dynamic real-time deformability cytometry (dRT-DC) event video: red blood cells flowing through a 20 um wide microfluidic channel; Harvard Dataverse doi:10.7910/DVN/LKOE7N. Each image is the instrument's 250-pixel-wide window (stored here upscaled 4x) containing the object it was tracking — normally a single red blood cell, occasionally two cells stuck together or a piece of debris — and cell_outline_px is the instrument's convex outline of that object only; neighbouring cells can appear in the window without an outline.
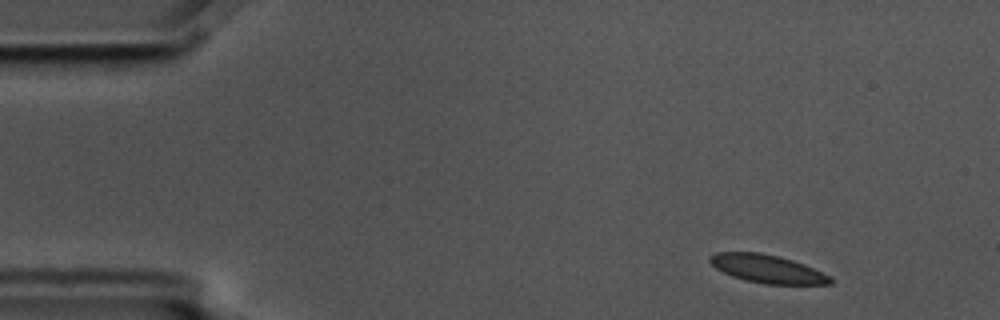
{"species": "common noctule bat (a hibernating species)", "species_latin": "Nyctalus noctula", "temperature_condition": "cold", "stored_images_in_passage": 6, "camera_frame_rate_fps": 3000, "um_per_image_px": 0.085, "animal": {"sex": "male", "body_mass_g": 17.5, "forearm_length_mm": 52.3}, "frame": {"image": 1, "passage_image": 1, "time_ms": 0.0, "image_size_px": [1000, 320], "cell_outline_px": [[832, 284], [764, 284], [744, 280], [732, 276], [716, 268], [708, 260], [708, 256], [716, 252], [760, 252], [792, 260], [804, 264], [828, 276], [832, 280]], "centroid_in_image_um": [65.16, 22.85], "position_along_channel_um": 19.8, "area_um2": 19.54}}
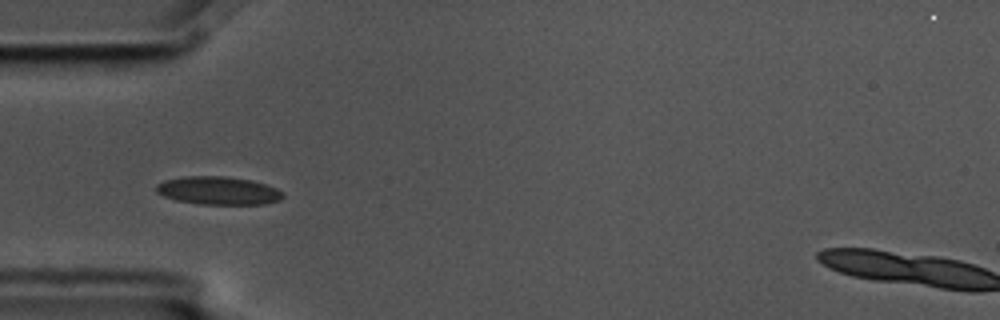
{"frame": {"image": 2, "passage_image": 4, "time_ms": 1.0, "image_size_px": [1000, 320], "cell_outline_px": [[284, 196], [280, 200], [264, 204], [200, 204], [176, 200], [164, 196], [156, 192], [156, 184], [164, 180], [184, 176], [224, 176], [252, 180], [276, 188], [284, 192]], "centroid_in_image_um": [18.55, 16.2], "position_along_channel_um": 66.4, "area_um2": 20.81}}